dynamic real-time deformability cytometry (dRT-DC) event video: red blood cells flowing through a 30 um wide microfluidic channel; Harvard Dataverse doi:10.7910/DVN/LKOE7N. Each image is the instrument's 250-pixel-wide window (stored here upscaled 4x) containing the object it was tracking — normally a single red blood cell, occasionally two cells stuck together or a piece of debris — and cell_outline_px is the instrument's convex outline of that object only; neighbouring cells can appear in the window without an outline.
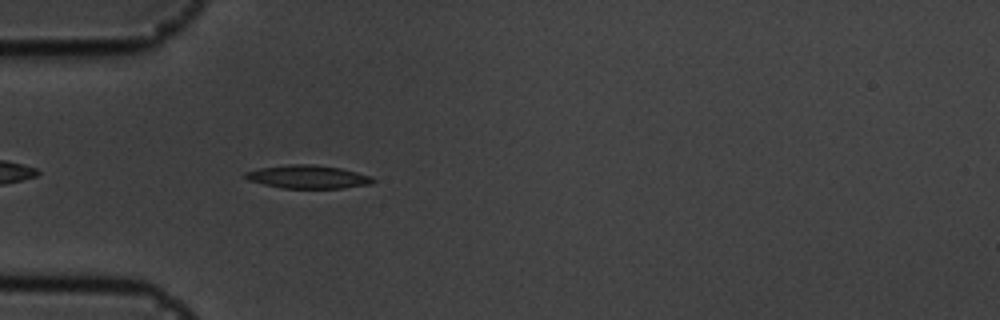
{"species": "common noctule bat (a hibernating species)", "species_latin": "Nyctalus noctula", "temperature_condition": "cold", "stored_images_in_passage": 38, "camera_frame_rate_fps": 3000, "um_per_image_px": 0.085, "animal": {"sex": "male", "body_mass_g": 19.5, "forearm_length_mm": 54.6}, "frame": {"image": 1, "passage_image": 5, "time_ms": 1.333, "image_size_px": [1000, 320], "cell_outline_px": [[376, 180], [372, 184], [340, 188], [284, 188], [264, 184], [248, 180], [244, 176], [244, 172], [260, 168], [288, 164], [312, 164], [340, 168], [372, 176]], "centroid_in_image_um": [26.18, 15.03], "position_along_channel_um": 58.8, "area_um2": 17.22}}
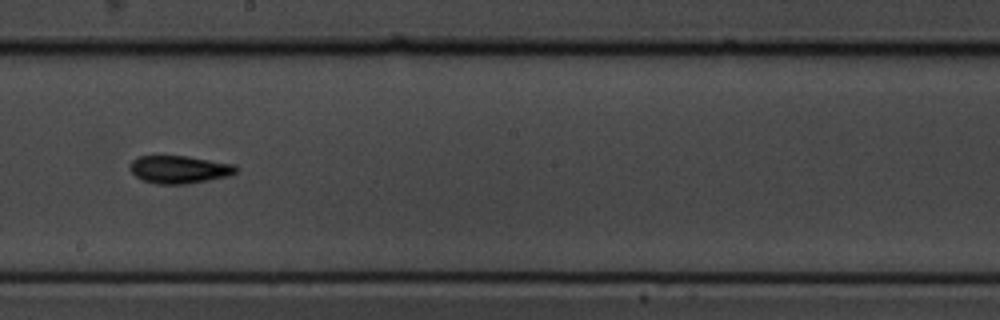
{"frame": {"image": 2, "passage_image": 20, "time_ms": 6.333, "image_size_px": [1000, 320], "cell_outline_px": [[236, 172], [228, 176], [208, 180], [184, 184], [156, 184], [140, 180], [128, 168], [128, 164], [132, 160], [140, 156], [188, 156], [236, 164]], "centroid_in_image_um": [15.2, 14.4], "position_along_channel_um": 233.0, "area_um2": 17.28}}
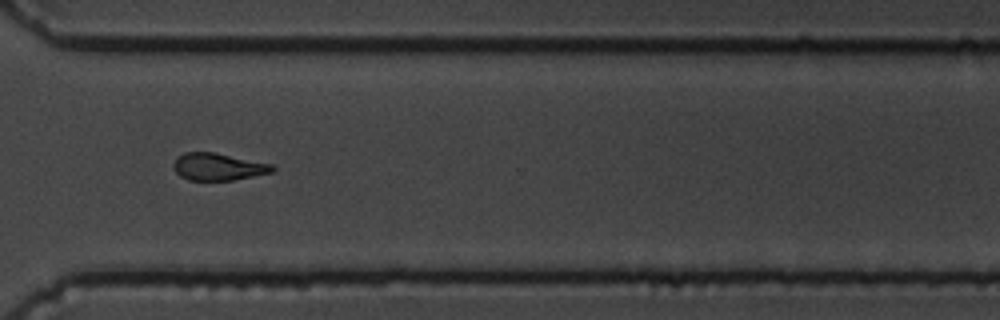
{"frame": {"image": 3, "passage_image": 30, "time_ms": 9.667, "image_size_px": [1000, 320], "cell_outline_px": [[276, 168], [272, 172], [232, 180], [188, 180], [180, 176], [176, 172], [172, 164], [184, 152], [216, 152], [272, 164]], "centroid_in_image_um": [18.55, 14.17], "position_along_channel_um": 352.1, "area_um2": 15.61}, "authors_computed_cell_mechanics": {"area_um2": 16.5019, "velocity_mm_per_s": 3.5725, "shape_relaxation_time_tau1_ms": 3.9221, "shape_relaxation_time_tau2_ms": 5.8409, "deformation_change_tau1": 0.1252, "deformation_change_tau2": 0.1545}}